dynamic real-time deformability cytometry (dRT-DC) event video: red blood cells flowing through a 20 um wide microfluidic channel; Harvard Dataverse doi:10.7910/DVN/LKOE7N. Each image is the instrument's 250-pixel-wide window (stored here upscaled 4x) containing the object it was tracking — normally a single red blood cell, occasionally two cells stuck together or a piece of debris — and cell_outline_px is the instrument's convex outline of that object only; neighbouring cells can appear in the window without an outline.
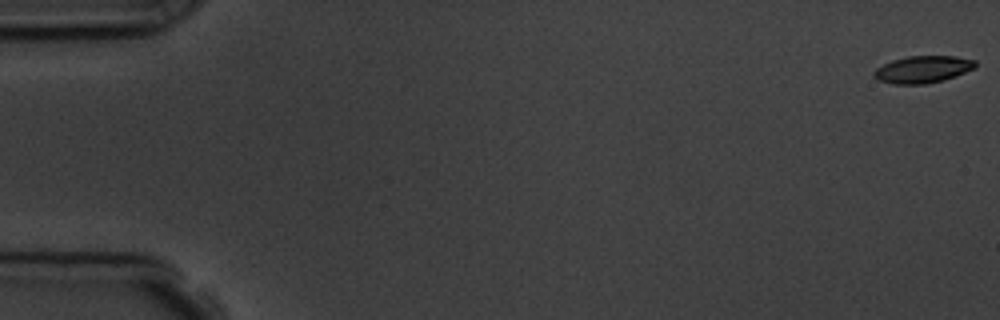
{"species": "common noctule bat (a hibernating species)", "species_latin": "Nyctalus noctula", "temperature_condition": "room temperature", "stored_images_in_passage": 8, "camera_frame_rate_fps": 3000, "um_per_image_px": 0.085, "animal": {"sex": "male", "body_mass_g": 19.5, "forearm_length_mm": 54.6}, "frame": {"image": 1, "passage_image": 1, "time_ms": 0.0, "image_size_px": [1000, 320], "cell_outline_px": [[976, 68], [940, 80], [924, 84], [892, 84], [876, 80], [872, 76], [872, 72], [876, 68], [892, 60], [908, 56], [956, 56], [976, 60]], "centroid_in_image_um": [78.38, 5.89], "position_along_channel_um": 6.6, "area_um2": 15.95}}
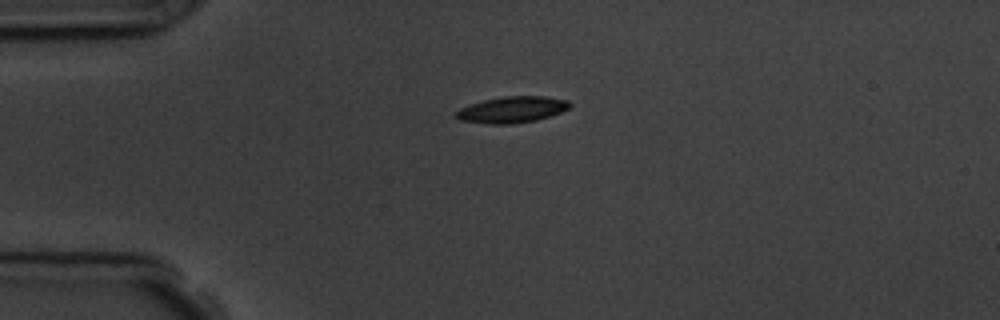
{"frame": {"image": 2, "passage_image": 5, "time_ms": 4.333, "image_size_px": [1000, 320], "cell_outline_px": [[572, 104], [568, 108], [560, 112], [536, 120], [512, 124], [488, 124], [460, 120], [452, 116], [460, 108], [484, 100], [504, 96], [544, 96], [568, 100]], "centroid_in_image_um": [43.5, 9.32], "position_along_channel_um": 41.5, "area_um2": 17.34}}